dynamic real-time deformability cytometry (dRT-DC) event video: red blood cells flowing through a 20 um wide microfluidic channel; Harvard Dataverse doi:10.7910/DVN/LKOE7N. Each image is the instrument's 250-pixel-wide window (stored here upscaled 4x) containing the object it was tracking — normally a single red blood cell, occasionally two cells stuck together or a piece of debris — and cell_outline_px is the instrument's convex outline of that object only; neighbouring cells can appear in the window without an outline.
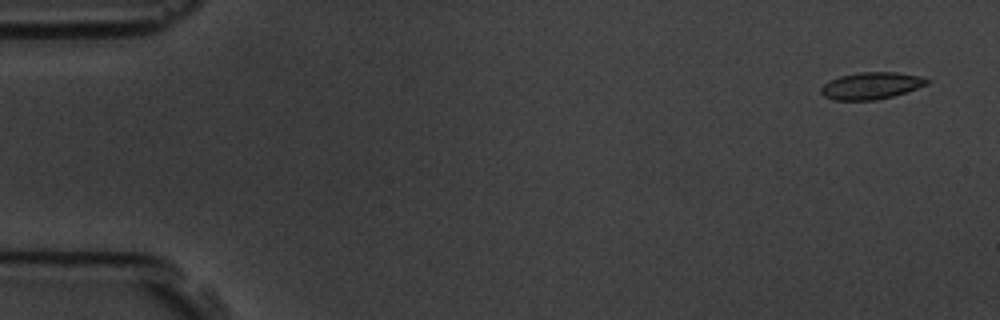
{"species": "common noctule bat (a hibernating species)", "species_latin": "Nyctalus noctula", "temperature_condition": "room temperature", "stored_images_in_passage": 6, "camera_frame_rate_fps": 3000, "um_per_image_px": 0.085, "animal": {"sex": "male", "body_mass_g": 19.5, "forearm_length_mm": 54.6}, "frame": {"image": 1, "passage_image": 1, "time_ms": 0.0, "image_size_px": [1000, 320], "cell_outline_px": [[932, 80], [928, 84], [892, 96], [876, 100], [832, 100], [824, 96], [820, 92], [820, 88], [828, 80], [840, 76], [860, 72], [896, 72], [920, 76]], "centroid_in_image_um": [74.03, 7.28], "position_along_channel_um": 11.0, "area_um2": 16.65}}
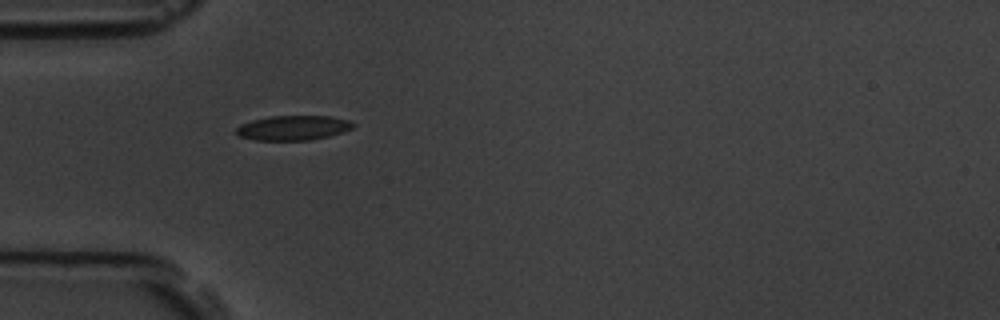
{"frame": {"image": 2, "passage_image": 5, "time_ms": 4.667, "image_size_px": [1000, 320], "cell_outline_px": [[356, 124], [352, 128], [344, 132], [312, 140], [256, 140], [240, 136], [236, 132], [236, 128], [240, 124], [252, 120], [272, 116], [332, 116], [348, 120]], "centroid_in_image_um": [24.94, 10.86], "position_along_channel_um": 60.1, "area_um2": 16.82}}
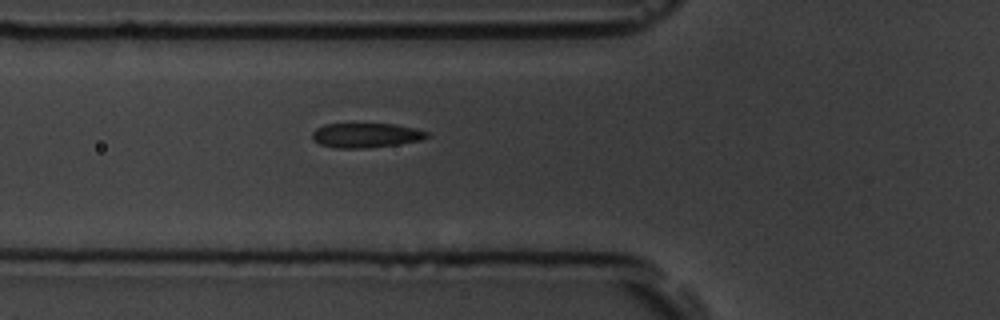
{"frame": {"image": 3, "passage_image": 6, "time_ms": 5.667, "image_size_px": [1000, 320], "cell_outline_px": [[428, 136], [420, 140], [400, 144], [368, 148], [336, 148], [320, 144], [312, 140], [312, 132], [316, 128], [324, 124], [396, 124], [416, 128], [428, 132]], "centroid_in_image_um": [31.09, 11.5], "position_along_channel_um": 94.7, "area_um2": 16.53}}